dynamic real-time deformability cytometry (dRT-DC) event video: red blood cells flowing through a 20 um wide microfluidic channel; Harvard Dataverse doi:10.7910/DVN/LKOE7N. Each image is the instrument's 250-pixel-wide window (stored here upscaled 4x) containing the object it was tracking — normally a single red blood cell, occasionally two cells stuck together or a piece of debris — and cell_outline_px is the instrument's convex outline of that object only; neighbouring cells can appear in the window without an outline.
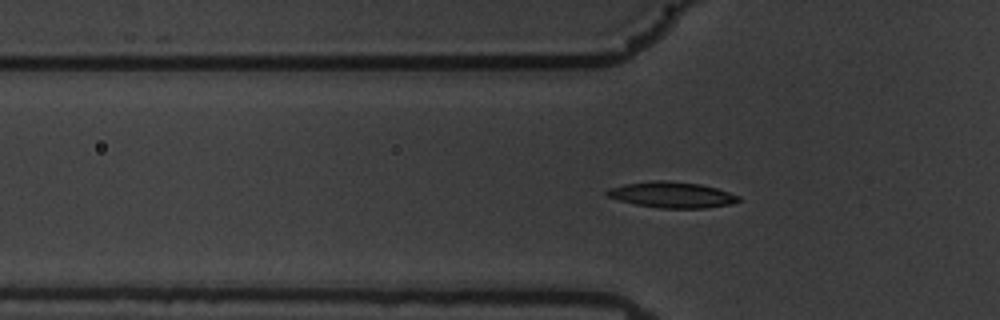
{"species": "common noctule bat (a hibernating species)", "species_latin": "Nyctalus noctula", "temperature_condition": "warm", "stored_images_in_passage": 53, "camera_frame_rate_fps": 3000, "um_per_image_px": 0.085, "animal": {"sex": "male", "body_mass_g": 19.5, "forearm_length_mm": 54.6}, "frame": {"image": 1, "passage_image": 13, "time_ms": 4.0, "image_size_px": [1000, 320], "cell_outline_px": [[740, 200], [728, 204], [704, 208], [660, 208], [636, 204], [604, 196], [604, 192], [608, 188], [624, 184], [652, 180], [668, 180], [700, 184], [716, 188], [740, 196]], "centroid_in_image_um": [57.05, 16.54], "position_along_channel_um": 68.8, "area_um2": 19.83}}
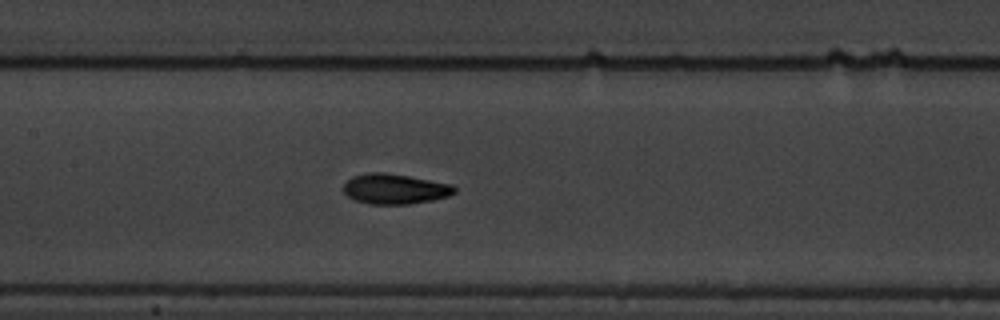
{"frame": {"image": 2, "passage_image": 22, "time_ms": 7.0, "image_size_px": [1000, 320], "cell_outline_px": [[456, 192], [448, 196], [432, 200], [408, 204], [368, 204], [352, 200], [344, 192], [344, 184], [352, 176], [368, 172], [384, 172], [408, 176], [452, 184], [456, 188]], "centroid_in_image_um": [33.54, 16.06], "position_along_channel_um": 173.9, "area_um2": 19.59}}
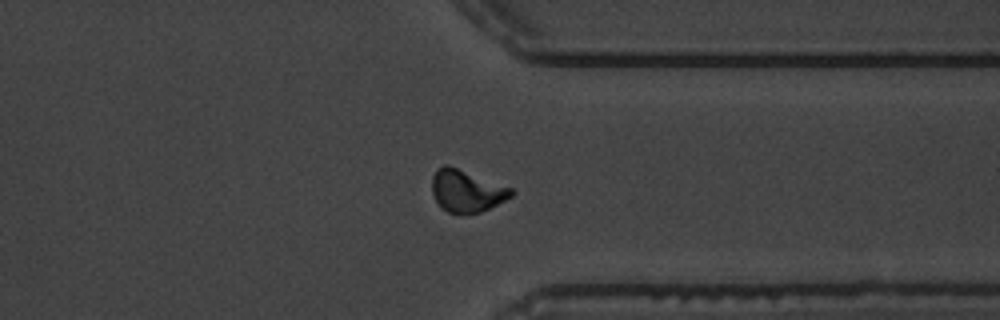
{"frame": {"image": 3, "passage_image": 39, "time_ms": 12.667, "image_size_px": [1000, 320], "cell_outline_px": [[516, 192], [512, 196], [480, 212], [460, 216], [448, 212], [440, 208], [432, 192], [432, 176], [436, 168], [444, 164], [448, 164], [512, 188]], "centroid_in_image_um": [39.62, 16.23], "position_along_channel_um": 371.8, "area_um2": 19.77}, "authors_computed_cell_mechanics": {"area_um2": 18.9006, "velocity_mm_per_s": 3.5154, "shape_relaxation_time_tau1_ms": 3.6228, "shape_relaxation_time_tau2_ms": 1.9025, "deformation_change_tau1": 0.1664, "deformation_change_tau2": 0.0843}}